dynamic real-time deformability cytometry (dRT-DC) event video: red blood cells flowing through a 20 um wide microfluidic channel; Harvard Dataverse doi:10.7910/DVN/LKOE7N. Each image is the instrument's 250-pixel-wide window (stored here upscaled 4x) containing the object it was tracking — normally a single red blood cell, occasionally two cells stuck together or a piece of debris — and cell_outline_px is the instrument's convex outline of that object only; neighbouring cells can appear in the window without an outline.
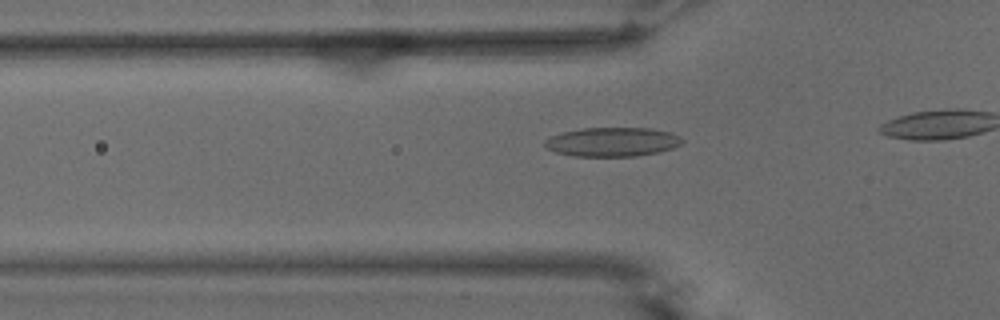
{"species": "common noctule bat (a hibernating species)", "species_latin": "Nyctalus noctula", "temperature_condition": "warm", "stored_images_in_passage": 10, "camera_frame_rate_fps": 3000, "um_per_image_px": 0.085, "animal": {"sex": "male", "body_mass_g": 15.6}, "frame": {"image": 1, "passage_image": 5, "time_ms": 1.333, "image_size_px": [1000, 320], "cell_outline_px": [[684, 140], [680, 144], [672, 148], [660, 152], [636, 156], [572, 156], [556, 152], [544, 148], [544, 140], [552, 136], [564, 132], [584, 128], [652, 128], [672, 132], [680, 136]], "centroid_in_image_um": [52.07, 12.06], "position_along_channel_um": 73.7, "area_um2": 23.41}}
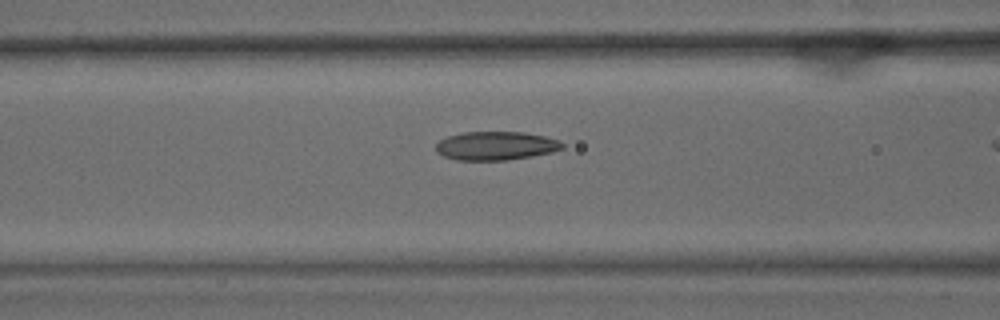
{"frame": {"image": 2, "passage_image": 9, "time_ms": 2.667, "image_size_px": [1000, 320], "cell_outline_px": [[564, 148], [552, 152], [532, 156], [508, 160], [456, 160], [444, 156], [436, 152], [436, 144], [440, 140], [448, 136], [464, 132], [524, 132], [544, 136], [560, 140], [564, 144]], "centroid_in_image_um": [42.16, 12.39], "position_along_channel_um": 124.4, "area_um2": 21.15}}